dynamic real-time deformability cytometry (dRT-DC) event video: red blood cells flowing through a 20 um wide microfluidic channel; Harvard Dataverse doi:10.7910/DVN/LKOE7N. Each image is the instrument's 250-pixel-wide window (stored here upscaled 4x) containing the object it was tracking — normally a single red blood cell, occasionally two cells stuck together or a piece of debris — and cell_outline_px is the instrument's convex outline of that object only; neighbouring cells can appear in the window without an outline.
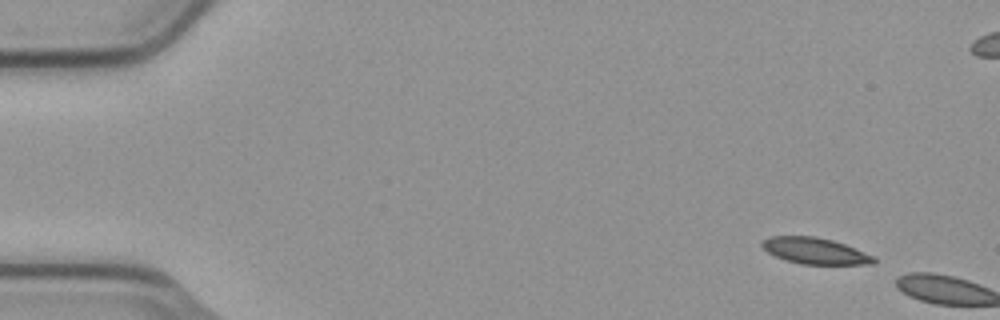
{"species": "common noctule bat (a hibernating species)", "species_latin": "Nyctalus noctula", "temperature_condition": "cold", "stored_images_in_passage": 2, "camera_frame_rate_fps": 3000, "um_per_image_px": 0.085, "animal": {"sex": "male", "body_mass_g": 23.1, "forearm_length_mm": 52.7}, "frame": {"image": 1, "passage_image": 1, "time_ms": 0.0, "image_size_px": [1000, 320], "cell_outline_px": [[876, 264], [800, 264], [784, 260], [768, 252], [760, 244], [760, 240], [768, 236], [816, 236], [832, 240], [844, 244], [876, 256]], "centroid_in_image_um": [69.27, 21.32], "position_along_channel_um": 15.7, "area_um2": 17.28}}